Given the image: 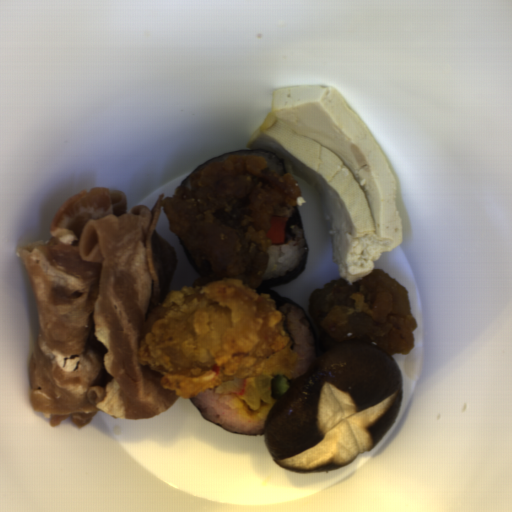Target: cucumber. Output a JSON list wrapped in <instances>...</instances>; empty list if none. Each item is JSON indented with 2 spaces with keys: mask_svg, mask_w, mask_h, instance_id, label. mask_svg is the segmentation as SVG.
<instances>
[{
  "mask_svg": "<svg viewBox=\"0 0 512 512\" xmlns=\"http://www.w3.org/2000/svg\"><path fill=\"white\" fill-rule=\"evenodd\" d=\"M290 387V379H286L285 377L273 376L271 380V394L273 397H280Z\"/></svg>",
  "mask_w": 512,
  "mask_h": 512,
  "instance_id": "8b760119",
  "label": "cucumber"
}]
</instances>
